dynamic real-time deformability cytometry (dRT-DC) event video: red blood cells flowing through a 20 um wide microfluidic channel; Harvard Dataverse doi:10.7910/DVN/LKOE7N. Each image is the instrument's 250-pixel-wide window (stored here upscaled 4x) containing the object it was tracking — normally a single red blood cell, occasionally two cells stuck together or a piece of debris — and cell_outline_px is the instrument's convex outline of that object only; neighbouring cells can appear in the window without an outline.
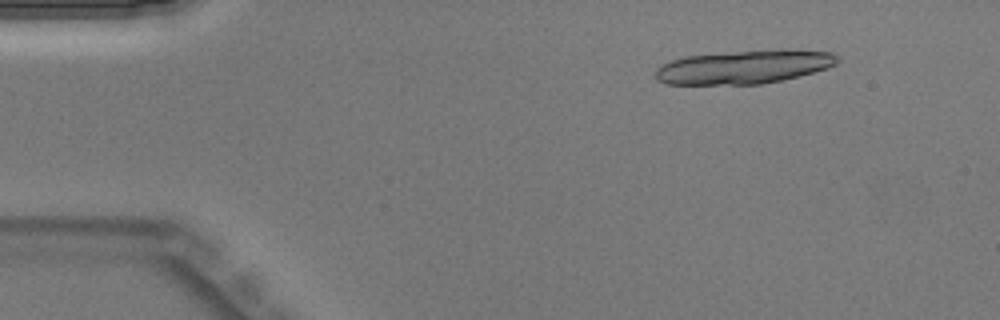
{"species": "Egyptian fruit bat (a non-hibernating species)", "species_latin": "Rousettus aegyptiacus", "temperature_condition": "warm", "stored_images_in_passage": 15, "camera_frame_rate_fps": 3000, "um_per_image_px": 0.085, "animal": {"sex": "male"}, "frame": {"image": 1, "passage_image": 5, "time_ms": 1.333, "image_size_px": [1000, 320], "cell_outline_px": [[840, 60], [836, 64], [828, 68], [780, 80], [760, 84], [668, 84], [656, 80], [656, 68], [672, 60], [684, 56], [776, 48], [796, 48], [832, 52]], "centroid_in_image_um": [63.3, 5.66], "position_along_channel_um": 21.7, "area_um2": 35.89}}